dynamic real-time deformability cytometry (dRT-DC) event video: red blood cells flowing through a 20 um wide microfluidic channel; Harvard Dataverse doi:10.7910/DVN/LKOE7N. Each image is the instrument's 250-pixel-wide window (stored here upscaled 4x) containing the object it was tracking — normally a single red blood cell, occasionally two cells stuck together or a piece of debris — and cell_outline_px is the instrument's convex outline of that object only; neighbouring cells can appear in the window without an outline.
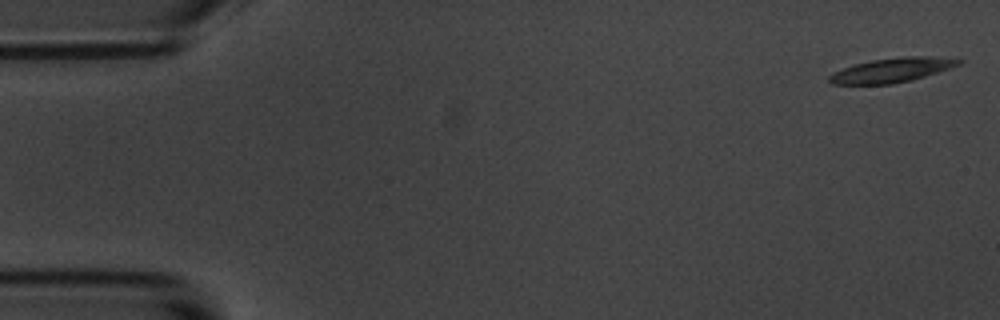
{"species": "common noctule bat (a hibernating species)", "species_latin": "Nyctalus noctula", "temperature_condition": "room temperature", "stored_images_in_passage": 6, "camera_frame_rate_fps": 3000, "um_per_image_px": 0.085, "animal": {"sex": "male", "body_mass_g": 20.1, "forearm_length_mm": 53.5}, "frame": {"image": 1, "passage_image": 1, "time_ms": 0.0, "image_size_px": [1000, 320], "cell_outline_px": [[964, 60], [960, 64], [912, 80], [892, 84], [832, 84], [828, 80], [828, 76], [832, 72], [856, 64], [872, 60], [904, 56], [932, 56]], "centroid_in_image_um": [75.78, 5.96], "position_along_channel_um": 9.2, "area_um2": 18.15}}
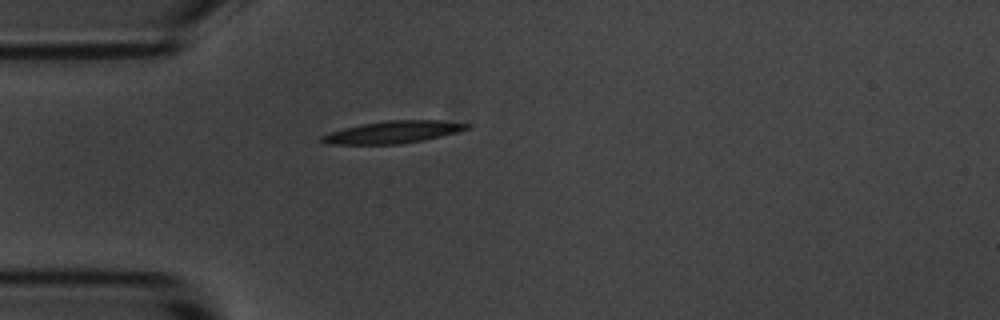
{"frame": {"image": 2, "passage_image": 5, "time_ms": 4.667, "image_size_px": [1000, 320], "cell_outline_px": [[472, 128], [424, 140], [400, 144], [324, 144], [320, 140], [320, 136], [344, 128], [360, 124], [388, 120], [440, 120], [472, 124]], "centroid_in_image_um": [33.43, 11.22], "position_along_channel_um": 51.6, "area_um2": 18.84}}